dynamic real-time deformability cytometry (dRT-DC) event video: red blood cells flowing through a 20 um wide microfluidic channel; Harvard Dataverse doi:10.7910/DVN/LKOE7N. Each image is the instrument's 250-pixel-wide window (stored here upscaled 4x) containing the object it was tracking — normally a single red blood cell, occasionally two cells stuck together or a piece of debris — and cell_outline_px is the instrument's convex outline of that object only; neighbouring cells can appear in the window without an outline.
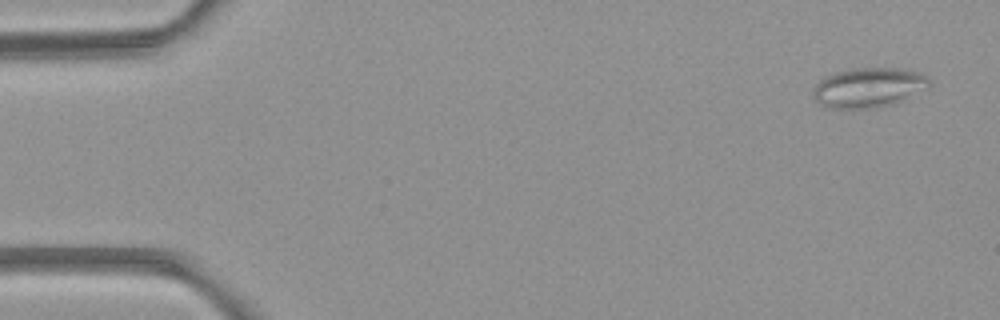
{"species": "common noctule bat (a hibernating species)", "species_latin": "Nyctalus noctula", "temperature_condition": "room temperature", "stored_images_in_passage": 4, "camera_frame_rate_fps": 3000, "um_per_image_px": 0.085, "animal": {"sex": "female", "body_mass_g": 21.9}, "frame": {"image": 1, "passage_image": 1, "time_ms": 0.0, "image_size_px": [1000, 320], "cell_outline_px": [[932, 84], [928, 88], [896, 104], [868, 108], [828, 108], [820, 104], [812, 96], [812, 92], [816, 84], [820, 80], [836, 72], [856, 68], [908, 68], [920, 72], [928, 76]], "centroid_in_image_um": [73.9, 7.44], "position_along_channel_um": 11.1, "area_um2": 27.22}}